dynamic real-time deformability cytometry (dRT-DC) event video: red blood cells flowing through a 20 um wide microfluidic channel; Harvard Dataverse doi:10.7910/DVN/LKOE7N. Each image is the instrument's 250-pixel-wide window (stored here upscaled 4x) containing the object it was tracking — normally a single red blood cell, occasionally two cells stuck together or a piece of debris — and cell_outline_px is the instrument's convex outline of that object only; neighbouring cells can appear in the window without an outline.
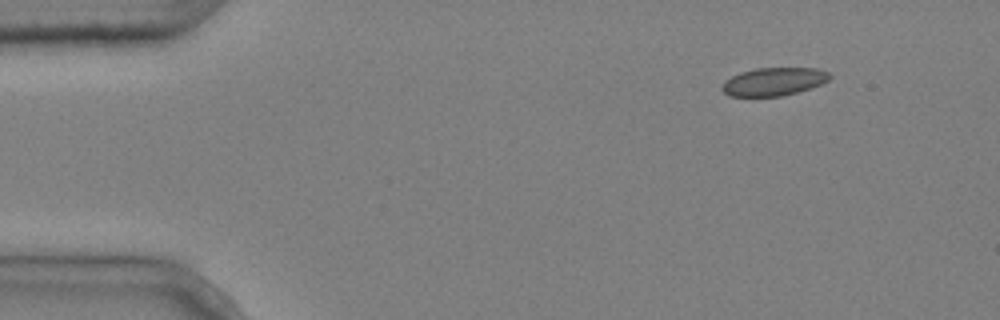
{"species": "common noctule bat (a hibernating species)", "species_latin": "Nyctalus noctula", "temperature_condition": "cold", "stored_images_in_passage": 7, "camera_frame_rate_fps": 3000, "um_per_image_px": 0.085, "animal": {"sex": "male", "body_mass_g": 20.4}, "frame": {"image": 1, "passage_image": 1, "time_ms": 0.0, "image_size_px": [1000, 320], "cell_outline_px": [[832, 76], [828, 80], [820, 84], [796, 92], [780, 96], [728, 96], [720, 88], [724, 80], [740, 72], [756, 68], [816, 68], [828, 72]], "centroid_in_image_um": [65.72, 6.93], "position_along_channel_um": 19.3, "area_um2": 17.51}}
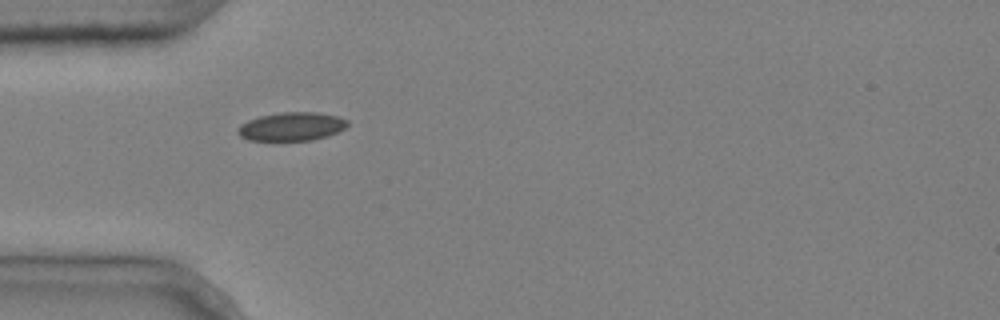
{"frame": {"image": 2, "passage_image": 4, "time_ms": 1.0, "image_size_px": [1000, 320], "cell_outline_px": [[348, 124], [344, 128], [328, 136], [312, 140], [248, 140], [240, 136], [236, 132], [236, 128], [240, 124], [248, 120], [260, 116], [280, 112], [316, 112], [336, 116], [348, 120]], "centroid_in_image_um": [24.75, 10.75], "position_along_channel_um": 60.3, "area_um2": 18.21}}